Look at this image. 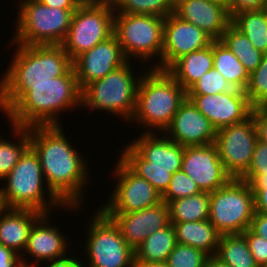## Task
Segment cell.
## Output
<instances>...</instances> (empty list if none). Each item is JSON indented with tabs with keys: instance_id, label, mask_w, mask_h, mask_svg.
I'll return each mask as SVG.
<instances>
[{
	"instance_id": "obj_18",
	"label": "cell",
	"mask_w": 267,
	"mask_h": 267,
	"mask_svg": "<svg viewBox=\"0 0 267 267\" xmlns=\"http://www.w3.org/2000/svg\"><path fill=\"white\" fill-rule=\"evenodd\" d=\"M181 170L203 192H213L225 186L232 177L225 171L215 144L186 146Z\"/></svg>"
},
{
	"instance_id": "obj_5",
	"label": "cell",
	"mask_w": 267,
	"mask_h": 267,
	"mask_svg": "<svg viewBox=\"0 0 267 267\" xmlns=\"http://www.w3.org/2000/svg\"><path fill=\"white\" fill-rule=\"evenodd\" d=\"M0 197L6 208L34 209L43 214L57 207L78 211L82 207L65 206L45 183L38 154L29 146L11 172L2 180ZM5 185V186H4ZM47 199V200H46ZM54 208L53 210H51Z\"/></svg>"
},
{
	"instance_id": "obj_10",
	"label": "cell",
	"mask_w": 267,
	"mask_h": 267,
	"mask_svg": "<svg viewBox=\"0 0 267 267\" xmlns=\"http://www.w3.org/2000/svg\"><path fill=\"white\" fill-rule=\"evenodd\" d=\"M255 212L251 184L232 178L225 186L210 193L209 221L221 234L244 233Z\"/></svg>"
},
{
	"instance_id": "obj_19",
	"label": "cell",
	"mask_w": 267,
	"mask_h": 267,
	"mask_svg": "<svg viewBox=\"0 0 267 267\" xmlns=\"http://www.w3.org/2000/svg\"><path fill=\"white\" fill-rule=\"evenodd\" d=\"M128 61L118 39L113 34L73 61L79 87L82 90L91 82L102 79Z\"/></svg>"
},
{
	"instance_id": "obj_44",
	"label": "cell",
	"mask_w": 267,
	"mask_h": 267,
	"mask_svg": "<svg viewBox=\"0 0 267 267\" xmlns=\"http://www.w3.org/2000/svg\"><path fill=\"white\" fill-rule=\"evenodd\" d=\"M251 116L257 127L258 140L267 144V113L262 108H253Z\"/></svg>"
},
{
	"instance_id": "obj_43",
	"label": "cell",
	"mask_w": 267,
	"mask_h": 267,
	"mask_svg": "<svg viewBox=\"0 0 267 267\" xmlns=\"http://www.w3.org/2000/svg\"><path fill=\"white\" fill-rule=\"evenodd\" d=\"M265 0H228V12L230 16L243 11L263 9Z\"/></svg>"
},
{
	"instance_id": "obj_56",
	"label": "cell",
	"mask_w": 267,
	"mask_h": 267,
	"mask_svg": "<svg viewBox=\"0 0 267 267\" xmlns=\"http://www.w3.org/2000/svg\"><path fill=\"white\" fill-rule=\"evenodd\" d=\"M267 113V103L261 107Z\"/></svg>"
},
{
	"instance_id": "obj_45",
	"label": "cell",
	"mask_w": 267,
	"mask_h": 267,
	"mask_svg": "<svg viewBox=\"0 0 267 267\" xmlns=\"http://www.w3.org/2000/svg\"><path fill=\"white\" fill-rule=\"evenodd\" d=\"M0 267H23L21 257L12 249L0 245Z\"/></svg>"
},
{
	"instance_id": "obj_39",
	"label": "cell",
	"mask_w": 267,
	"mask_h": 267,
	"mask_svg": "<svg viewBox=\"0 0 267 267\" xmlns=\"http://www.w3.org/2000/svg\"><path fill=\"white\" fill-rule=\"evenodd\" d=\"M138 177L146 179L162 195L168 188L172 173L168 169L129 168Z\"/></svg>"
},
{
	"instance_id": "obj_36",
	"label": "cell",
	"mask_w": 267,
	"mask_h": 267,
	"mask_svg": "<svg viewBox=\"0 0 267 267\" xmlns=\"http://www.w3.org/2000/svg\"><path fill=\"white\" fill-rule=\"evenodd\" d=\"M233 88L221 73L214 68L205 72L187 91V94L217 95Z\"/></svg>"
},
{
	"instance_id": "obj_35",
	"label": "cell",
	"mask_w": 267,
	"mask_h": 267,
	"mask_svg": "<svg viewBox=\"0 0 267 267\" xmlns=\"http://www.w3.org/2000/svg\"><path fill=\"white\" fill-rule=\"evenodd\" d=\"M209 255L189 245L177 243L166 260L168 267H205Z\"/></svg>"
},
{
	"instance_id": "obj_26",
	"label": "cell",
	"mask_w": 267,
	"mask_h": 267,
	"mask_svg": "<svg viewBox=\"0 0 267 267\" xmlns=\"http://www.w3.org/2000/svg\"><path fill=\"white\" fill-rule=\"evenodd\" d=\"M213 68L221 73L232 88L246 89L250 74L220 40L213 41Z\"/></svg>"
},
{
	"instance_id": "obj_17",
	"label": "cell",
	"mask_w": 267,
	"mask_h": 267,
	"mask_svg": "<svg viewBox=\"0 0 267 267\" xmlns=\"http://www.w3.org/2000/svg\"><path fill=\"white\" fill-rule=\"evenodd\" d=\"M187 98L216 130L245 121L253 109L246 93L235 88L217 95L187 94Z\"/></svg>"
},
{
	"instance_id": "obj_1",
	"label": "cell",
	"mask_w": 267,
	"mask_h": 267,
	"mask_svg": "<svg viewBox=\"0 0 267 267\" xmlns=\"http://www.w3.org/2000/svg\"><path fill=\"white\" fill-rule=\"evenodd\" d=\"M62 130V125L32 126L30 146L38 154L44 180L52 193L65 206L82 207L83 194L91 183L87 169L90 165Z\"/></svg>"
},
{
	"instance_id": "obj_21",
	"label": "cell",
	"mask_w": 267,
	"mask_h": 267,
	"mask_svg": "<svg viewBox=\"0 0 267 267\" xmlns=\"http://www.w3.org/2000/svg\"><path fill=\"white\" fill-rule=\"evenodd\" d=\"M174 14L220 40L231 24L226 6L210 0H175Z\"/></svg>"
},
{
	"instance_id": "obj_28",
	"label": "cell",
	"mask_w": 267,
	"mask_h": 267,
	"mask_svg": "<svg viewBox=\"0 0 267 267\" xmlns=\"http://www.w3.org/2000/svg\"><path fill=\"white\" fill-rule=\"evenodd\" d=\"M231 24L244 34L257 50L267 53V13L265 11L261 9L233 14Z\"/></svg>"
},
{
	"instance_id": "obj_25",
	"label": "cell",
	"mask_w": 267,
	"mask_h": 267,
	"mask_svg": "<svg viewBox=\"0 0 267 267\" xmlns=\"http://www.w3.org/2000/svg\"><path fill=\"white\" fill-rule=\"evenodd\" d=\"M176 244L174 227L169 223L166 227L148 236L135 249L134 261L148 263L166 262Z\"/></svg>"
},
{
	"instance_id": "obj_47",
	"label": "cell",
	"mask_w": 267,
	"mask_h": 267,
	"mask_svg": "<svg viewBox=\"0 0 267 267\" xmlns=\"http://www.w3.org/2000/svg\"><path fill=\"white\" fill-rule=\"evenodd\" d=\"M44 5L59 9H77L82 0H41Z\"/></svg>"
},
{
	"instance_id": "obj_29",
	"label": "cell",
	"mask_w": 267,
	"mask_h": 267,
	"mask_svg": "<svg viewBox=\"0 0 267 267\" xmlns=\"http://www.w3.org/2000/svg\"><path fill=\"white\" fill-rule=\"evenodd\" d=\"M215 256L229 267H259L242 233L221 235Z\"/></svg>"
},
{
	"instance_id": "obj_34",
	"label": "cell",
	"mask_w": 267,
	"mask_h": 267,
	"mask_svg": "<svg viewBox=\"0 0 267 267\" xmlns=\"http://www.w3.org/2000/svg\"><path fill=\"white\" fill-rule=\"evenodd\" d=\"M244 92L253 108H261L267 103V53H263L261 63L250 73Z\"/></svg>"
},
{
	"instance_id": "obj_52",
	"label": "cell",
	"mask_w": 267,
	"mask_h": 267,
	"mask_svg": "<svg viewBox=\"0 0 267 267\" xmlns=\"http://www.w3.org/2000/svg\"><path fill=\"white\" fill-rule=\"evenodd\" d=\"M6 209L3 199L0 197V214Z\"/></svg>"
},
{
	"instance_id": "obj_48",
	"label": "cell",
	"mask_w": 267,
	"mask_h": 267,
	"mask_svg": "<svg viewBox=\"0 0 267 267\" xmlns=\"http://www.w3.org/2000/svg\"><path fill=\"white\" fill-rule=\"evenodd\" d=\"M78 256H75L70 260V261H67V262H64V263H60L58 265H55V266H49V267H86L84 264V262L81 260L82 258H77Z\"/></svg>"
},
{
	"instance_id": "obj_33",
	"label": "cell",
	"mask_w": 267,
	"mask_h": 267,
	"mask_svg": "<svg viewBox=\"0 0 267 267\" xmlns=\"http://www.w3.org/2000/svg\"><path fill=\"white\" fill-rule=\"evenodd\" d=\"M175 0H116L115 13L145 14L166 18L174 13Z\"/></svg>"
},
{
	"instance_id": "obj_32",
	"label": "cell",
	"mask_w": 267,
	"mask_h": 267,
	"mask_svg": "<svg viewBox=\"0 0 267 267\" xmlns=\"http://www.w3.org/2000/svg\"><path fill=\"white\" fill-rule=\"evenodd\" d=\"M118 226L122 238L135 251V249L147 238V230L144 229L143 210L124 212H104Z\"/></svg>"
},
{
	"instance_id": "obj_4",
	"label": "cell",
	"mask_w": 267,
	"mask_h": 267,
	"mask_svg": "<svg viewBox=\"0 0 267 267\" xmlns=\"http://www.w3.org/2000/svg\"><path fill=\"white\" fill-rule=\"evenodd\" d=\"M146 69L147 73L142 74L138 85L136 107L130 122L139 124L145 133H163L187 98V93L166 70Z\"/></svg>"
},
{
	"instance_id": "obj_31",
	"label": "cell",
	"mask_w": 267,
	"mask_h": 267,
	"mask_svg": "<svg viewBox=\"0 0 267 267\" xmlns=\"http://www.w3.org/2000/svg\"><path fill=\"white\" fill-rule=\"evenodd\" d=\"M9 125L12 129L10 134L14 135L17 141L13 143L9 139L6 140L7 138L2 139L0 135V181L11 172L20 157L30 146V127Z\"/></svg>"
},
{
	"instance_id": "obj_3",
	"label": "cell",
	"mask_w": 267,
	"mask_h": 267,
	"mask_svg": "<svg viewBox=\"0 0 267 267\" xmlns=\"http://www.w3.org/2000/svg\"><path fill=\"white\" fill-rule=\"evenodd\" d=\"M81 92L72 67L57 78L28 83V92L5 116L10 124L19 127L62 125L59 114L81 108Z\"/></svg>"
},
{
	"instance_id": "obj_38",
	"label": "cell",
	"mask_w": 267,
	"mask_h": 267,
	"mask_svg": "<svg viewBox=\"0 0 267 267\" xmlns=\"http://www.w3.org/2000/svg\"><path fill=\"white\" fill-rule=\"evenodd\" d=\"M144 229L147 230V237L157 230L166 227L169 221V208L166 202L162 201L154 206L143 209Z\"/></svg>"
},
{
	"instance_id": "obj_27",
	"label": "cell",
	"mask_w": 267,
	"mask_h": 267,
	"mask_svg": "<svg viewBox=\"0 0 267 267\" xmlns=\"http://www.w3.org/2000/svg\"><path fill=\"white\" fill-rule=\"evenodd\" d=\"M167 205L170 223L207 220L210 215V193L202 191L173 200Z\"/></svg>"
},
{
	"instance_id": "obj_22",
	"label": "cell",
	"mask_w": 267,
	"mask_h": 267,
	"mask_svg": "<svg viewBox=\"0 0 267 267\" xmlns=\"http://www.w3.org/2000/svg\"><path fill=\"white\" fill-rule=\"evenodd\" d=\"M42 215L34 209L6 208L0 214V245L12 249L20 256L33 224Z\"/></svg>"
},
{
	"instance_id": "obj_7",
	"label": "cell",
	"mask_w": 267,
	"mask_h": 267,
	"mask_svg": "<svg viewBox=\"0 0 267 267\" xmlns=\"http://www.w3.org/2000/svg\"><path fill=\"white\" fill-rule=\"evenodd\" d=\"M14 35L9 43L61 45L70 29L76 9H59L42 2H19ZM13 41V42H12Z\"/></svg>"
},
{
	"instance_id": "obj_30",
	"label": "cell",
	"mask_w": 267,
	"mask_h": 267,
	"mask_svg": "<svg viewBox=\"0 0 267 267\" xmlns=\"http://www.w3.org/2000/svg\"><path fill=\"white\" fill-rule=\"evenodd\" d=\"M220 41L237 57L249 74L261 63L263 53L257 50L249 39L232 24L224 31Z\"/></svg>"
},
{
	"instance_id": "obj_49",
	"label": "cell",
	"mask_w": 267,
	"mask_h": 267,
	"mask_svg": "<svg viewBox=\"0 0 267 267\" xmlns=\"http://www.w3.org/2000/svg\"><path fill=\"white\" fill-rule=\"evenodd\" d=\"M205 267H229L227 264L223 263L220 259H218L215 255L209 256Z\"/></svg>"
},
{
	"instance_id": "obj_50",
	"label": "cell",
	"mask_w": 267,
	"mask_h": 267,
	"mask_svg": "<svg viewBox=\"0 0 267 267\" xmlns=\"http://www.w3.org/2000/svg\"><path fill=\"white\" fill-rule=\"evenodd\" d=\"M133 267H168V265L166 264V262L148 263V262L134 261Z\"/></svg>"
},
{
	"instance_id": "obj_24",
	"label": "cell",
	"mask_w": 267,
	"mask_h": 267,
	"mask_svg": "<svg viewBox=\"0 0 267 267\" xmlns=\"http://www.w3.org/2000/svg\"><path fill=\"white\" fill-rule=\"evenodd\" d=\"M171 224L174 227L177 243L202 250L209 256L216 255L221 234L209 219Z\"/></svg>"
},
{
	"instance_id": "obj_23",
	"label": "cell",
	"mask_w": 267,
	"mask_h": 267,
	"mask_svg": "<svg viewBox=\"0 0 267 267\" xmlns=\"http://www.w3.org/2000/svg\"><path fill=\"white\" fill-rule=\"evenodd\" d=\"M213 68V42L206 48L183 55L166 71L187 91Z\"/></svg>"
},
{
	"instance_id": "obj_15",
	"label": "cell",
	"mask_w": 267,
	"mask_h": 267,
	"mask_svg": "<svg viewBox=\"0 0 267 267\" xmlns=\"http://www.w3.org/2000/svg\"><path fill=\"white\" fill-rule=\"evenodd\" d=\"M50 216V213L43 214L33 224L26 247L20 255L23 267H38L37 263L45 261L46 267L55 266L73 258L74 255L68 251L70 248L66 236L59 231L61 230L59 227L51 225ZM26 253L30 259H35L32 261L35 264L29 263L31 261L24 255Z\"/></svg>"
},
{
	"instance_id": "obj_40",
	"label": "cell",
	"mask_w": 267,
	"mask_h": 267,
	"mask_svg": "<svg viewBox=\"0 0 267 267\" xmlns=\"http://www.w3.org/2000/svg\"><path fill=\"white\" fill-rule=\"evenodd\" d=\"M267 174V144L257 141L248 170L239 178L248 182L254 175Z\"/></svg>"
},
{
	"instance_id": "obj_42",
	"label": "cell",
	"mask_w": 267,
	"mask_h": 267,
	"mask_svg": "<svg viewBox=\"0 0 267 267\" xmlns=\"http://www.w3.org/2000/svg\"><path fill=\"white\" fill-rule=\"evenodd\" d=\"M248 183L254 193L255 212L267 214V174L254 175Z\"/></svg>"
},
{
	"instance_id": "obj_53",
	"label": "cell",
	"mask_w": 267,
	"mask_h": 267,
	"mask_svg": "<svg viewBox=\"0 0 267 267\" xmlns=\"http://www.w3.org/2000/svg\"><path fill=\"white\" fill-rule=\"evenodd\" d=\"M93 1L114 3L116 0H93Z\"/></svg>"
},
{
	"instance_id": "obj_51",
	"label": "cell",
	"mask_w": 267,
	"mask_h": 267,
	"mask_svg": "<svg viewBox=\"0 0 267 267\" xmlns=\"http://www.w3.org/2000/svg\"><path fill=\"white\" fill-rule=\"evenodd\" d=\"M210 1L218 2V3L226 6L228 9V0H210Z\"/></svg>"
},
{
	"instance_id": "obj_20",
	"label": "cell",
	"mask_w": 267,
	"mask_h": 267,
	"mask_svg": "<svg viewBox=\"0 0 267 267\" xmlns=\"http://www.w3.org/2000/svg\"><path fill=\"white\" fill-rule=\"evenodd\" d=\"M163 133L173 142L186 147L213 144L217 130L186 98Z\"/></svg>"
},
{
	"instance_id": "obj_6",
	"label": "cell",
	"mask_w": 267,
	"mask_h": 267,
	"mask_svg": "<svg viewBox=\"0 0 267 267\" xmlns=\"http://www.w3.org/2000/svg\"><path fill=\"white\" fill-rule=\"evenodd\" d=\"M131 61L88 84L81 92V108L121 117L130 124L136 107L137 90L143 73L136 76Z\"/></svg>"
},
{
	"instance_id": "obj_54",
	"label": "cell",
	"mask_w": 267,
	"mask_h": 267,
	"mask_svg": "<svg viewBox=\"0 0 267 267\" xmlns=\"http://www.w3.org/2000/svg\"><path fill=\"white\" fill-rule=\"evenodd\" d=\"M41 0H20V2H40Z\"/></svg>"
},
{
	"instance_id": "obj_8",
	"label": "cell",
	"mask_w": 267,
	"mask_h": 267,
	"mask_svg": "<svg viewBox=\"0 0 267 267\" xmlns=\"http://www.w3.org/2000/svg\"><path fill=\"white\" fill-rule=\"evenodd\" d=\"M164 20L155 15L114 14L113 34L129 61L136 58L143 63L142 66L144 63L150 65L148 68H154L161 61ZM154 58L158 62L151 64Z\"/></svg>"
},
{
	"instance_id": "obj_11",
	"label": "cell",
	"mask_w": 267,
	"mask_h": 267,
	"mask_svg": "<svg viewBox=\"0 0 267 267\" xmlns=\"http://www.w3.org/2000/svg\"><path fill=\"white\" fill-rule=\"evenodd\" d=\"M90 219L87 222L90 225L87 226V240L83 246L86 252L84 262L87 261L85 266L133 267L135 251L122 238L113 220L100 208Z\"/></svg>"
},
{
	"instance_id": "obj_16",
	"label": "cell",
	"mask_w": 267,
	"mask_h": 267,
	"mask_svg": "<svg viewBox=\"0 0 267 267\" xmlns=\"http://www.w3.org/2000/svg\"><path fill=\"white\" fill-rule=\"evenodd\" d=\"M213 41L205 31L172 13L164 20L161 61L154 68L167 70L183 55L206 48Z\"/></svg>"
},
{
	"instance_id": "obj_41",
	"label": "cell",
	"mask_w": 267,
	"mask_h": 267,
	"mask_svg": "<svg viewBox=\"0 0 267 267\" xmlns=\"http://www.w3.org/2000/svg\"><path fill=\"white\" fill-rule=\"evenodd\" d=\"M248 243L250 252L256 264L261 267L267 264V239L253 233L249 228L242 233Z\"/></svg>"
},
{
	"instance_id": "obj_55",
	"label": "cell",
	"mask_w": 267,
	"mask_h": 267,
	"mask_svg": "<svg viewBox=\"0 0 267 267\" xmlns=\"http://www.w3.org/2000/svg\"><path fill=\"white\" fill-rule=\"evenodd\" d=\"M263 11H265L267 13V0H265V4H264V7L262 9Z\"/></svg>"
},
{
	"instance_id": "obj_46",
	"label": "cell",
	"mask_w": 267,
	"mask_h": 267,
	"mask_svg": "<svg viewBox=\"0 0 267 267\" xmlns=\"http://www.w3.org/2000/svg\"><path fill=\"white\" fill-rule=\"evenodd\" d=\"M249 229L264 239H267V214L254 212Z\"/></svg>"
},
{
	"instance_id": "obj_2",
	"label": "cell",
	"mask_w": 267,
	"mask_h": 267,
	"mask_svg": "<svg viewBox=\"0 0 267 267\" xmlns=\"http://www.w3.org/2000/svg\"><path fill=\"white\" fill-rule=\"evenodd\" d=\"M15 45L8 69L0 77V112L4 115L28 92V83L46 82L73 67L61 45Z\"/></svg>"
},
{
	"instance_id": "obj_14",
	"label": "cell",
	"mask_w": 267,
	"mask_h": 267,
	"mask_svg": "<svg viewBox=\"0 0 267 267\" xmlns=\"http://www.w3.org/2000/svg\"><path fill=\"white\" fill-rule=\"evenodd\" d=\"M113 169L117 181L110 197L100 209L103 212H134L162 202V195L146 179L134 174L120 159Z\"/></svg>"
},
{
	"instance_id": "obj_13",
	"label": "cell",
	"mask_w": 267,
	"mask_h": 267,
	"mask_svg": "<svg viewBox=\"0 0 267 267\" xmlns=\"http://www.w3.org/2000/svg\"><path fill=\"white\" fill-rule=\"evenodd\" d=\"M257 127L252 116L217 130L214 144L225 171L239 179L249 168L256 142Z\"/></svg>"
},
{
	"instance_id": "obj_9",
	"label": "cell",
	"mask_w": 267,
	"mask_h": 267,
	"mask_svg": "<svg viewBox=\"0 0 267 267\" xmlns=\"http://www.w3.org/2000/svg\"><path fill=\"white\" fill-rule=\"evenodd\" d=\"M114 14L109 2L83 1L78 6L61 44L72 61L113 35Z\"/></svg>"
},
{
	"instance_id": "obj_37",
	"label": "cell",
	"mask_w": 267,
	"mask_h": 267,
	"mask_svg": "<svg viewBox=\"0 0 267 267\" xmlns=\"http://www.w3.org/2000/svg\"><path fill=\"white\" fill-rule=\"evenodd\" d=\"M202 192L196 183L182 170L172 174L167 190L162 194V201L169 203L173 200L189 197Z\"/></svg>"
},
{
	"instance_id": "obj_12",
	"label": "cell",
	"mask_w": 267,
	"mask_h": 267,
	"mask_svg": "<svg viewBox=\"0 0 267 267\" xmlns=\"http://www.w3.org/2000/svg\"><path fill=\"white\" fill-rule=\"evenodd\" d=\"M131 141L118 157L128 168L168 169L172 174L181 170L184 146L173 142L164 133L144 131Z\"/></svg>"
}]
</instances>
